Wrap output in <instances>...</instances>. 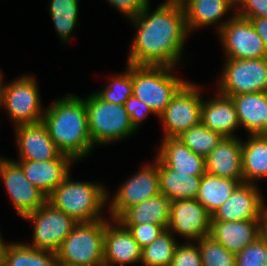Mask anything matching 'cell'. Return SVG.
<instances>
[{"label":"cell","instance_id":"cell-15","mask_svg":"<svg viewBox=\"0 0 267 266\" xmlns=\"http://www.w3.org/2000/svg\"><path fill=\"white\" fill-rule=\"evenodd\" d=\"M254 184L240 183L225 203L211 215V221L262 220L267 207Z\"/></svg>","mask_w":267,"mask_h":266},{"label":"cell","instance_id":"cell-7","mask_svg":"<svg viewBox=\"0 0 267 266\" xmlns=\"http://www.w3.org/2000/svg\"><path fill=\"white\" fill-rule=\"evenodd\" d=\"M39 94L35 78L24 75L12 83H2L0 104L14 120L15 126L38 123L43 120L45 113Z\"/></svg>","mask_w":267,"mask_h":266},{"label":"cell","instance_id":"cell-4","mask_svg":"<svg viewBox=\"0 0 267 266\" xmlns=\"http://www.w3.org/2000/svg\"><path fill=\"white\" fill-rule=\"evenodd\" d=\"M105 219L77 223L57 251L59 266H104Z\"/></svg>","mask_w":267,"mask_h":266},{"label":"cell","instance_id":"cell-27","mask_svg":"<svg viewBox=\"0 0 267 266\" xmlns=\"http://www.w3.org/2000/svg\"><path fill=\"white\" fill-rule=\"evenodd\" d=\"M250 136L242 142V167L244 183L253 184L267 177V135Z\"/></svg>","mask_w":267,"mask_h":266},{"label":"cell","instance_id":"cell-32","mask_svg":"<svg viewBox=\"0 0 267 266\" xmlns=\"http://www.w3.org/2000/svg\"><path fill=\"white\" fill-rule=\"evenodd\" d=\"M178 138L182 140L193 153L206 158L219 144L223 136L200 123L184 131Z\"/></svg>","mask_w":267,"mask_h":266},{"label":"cell","instance_id":"cell-19","mask_svg":"<svg viewBox=\"0 0 267 266\" xmlns=\"http://www.w3.org/2000/svg\"><path fill=\"white\" fill-rule=\"evenodd\" d=\"M205 165L208 174L244 183L241 139L223 137L205 158Z\"/></svg>","mask_w":267,"mask_h":266},{"label":"cell","instance_id":"cell-3","mask_svg":"<svg viewBox=\"0 0 267 266\" xmlns=\"http://www.w3.org/2000/svg\"><path fill=\"white\" fill-rule=\"evenodd\" d=\"M70 174L48 196L47 202L76 222L102 220L101 209L109 200L106 189L94 182H74Z\"/></svg>","mask_w":267,"mask_h":266},{"label":"cell","instance_id":"cell-43","mask_svg":"<svg viewBox=\"0 0 267 266\" xmlns=\"http://www.w3.org/2000/svg\"><path fill=\"white\" fill-rule=\"evenodd\" d=\"M6 244L1 235H0V266H3V259H4V250H5V247H6Z\"/></svg>","mask_w":267,"mask_h":266},{"label":"cell","instance_id":"cell-33","mask_svg":"<svg viewBox=\"0 0 267 266\" xmlns=\"http://www.w3.org/2000/svg\"><path fill=\"white\" fill-rule=\"evenodd\" d=\"M126 69L122 75L117 74V76L111 77L112 82L96 93L102 100L124 105L128 98L133 95L132 64L127 63Z\"/></svg>","mask_w":267,"mask_h":266},{"label":"cell","instance_id":"cell-31","mask_svg":"<svg viewBox=\"0 0 267 266\" xmlns=\"http://www.w3.org/2000/svg\"><path fill=\"white\" fill-rule=\"evenodd\" d=\"M50 14L61 40L68 42L78 20V0H51Z\"/></svg>","mask_w":267,"mask_h":266},{"label":"cell","instance_id":"cell-21","mask_svg":"<svg viewBox=\"0 0 267 266\" xmlns=\"http://www.w3.org/2000/svg\"><path fill=\"white\" fill-rule=\"evenodd\" d=\"M157 157L176 172L202 176L205 158L193 153L178 137L163 138Z\"/></svg>","mask_w":267,"mask_h":266},{"label":"cell","instance_id":"cell-13","mask_svg":"<svg viewBox=\"0 0 267 266\" xmlns=\"http://www.w3.org/2000/svg\"><path fill=\"white\" fill-rule=\"evenodd\" d=\"M155 163L145 165L119 188L110 203V219L116 220L126 209L161 193L158 157Z\"/></svg>","mask_w":267,"mask_h":266},{"label":"cell","instance_id":"cell-39","mask_svg":"<svg viewBox=\"0 0 267 266\" xmlns=\"http://www.w3.org/2000/svg\"><path fill=\"white\" fill-rule=\"evenodd\" d=\"M236 12L246 19L267 18V0H244Z\"/></svg>","mask_w":267,"mask_h":266},{"label":"cell","instance_id":"cell-18","mask_svg":"<svg viewBox=\"0 0 267 266\" xmlns=\"http://www.w3.org/2000/svg\"><path fill=\"white\" fill-rule=\"evenodd\" d=\"M15 128L20 160L47 161L55 159L61 153L42 121Z\"/></svg>","mask_w":267,"mask_h":266},{"label":"cell","instance_id":"cell-41","mask_svg":"<svg viewBox=\"0 0 267 266\" xmlns=\"http://www.w3.org/2000/svg\"><path fill=\"white\" fill-rule=\"evenodd\" d=\"M255 28V31L262 38L267 51V18L249 19Z\"/></svg>","mask_w":267,"mask_h":266},{"label":"cell","instance_id":"cell-2","mask_svg":"<svg viewBox=\"0 0 267 266\" xmlns=\"http://www.w3.org/2000/svg\"><path fill=\"white\" fill-rule=\"evenodd\" d=\"M42 122L57 149L74 160L86 157L93 149L84 99L71 94L59 98L46 108Z\"/></svg>","mask_w":267,"mask_h":266},{"label":"cell","instance_id":"cell-26","mask_svg":"<svg viewBox=\"0 0 267 266\" xmlns=\"http://www.w3.org/2000/svg\"><path fill=\"white\" fill-rule=\"evenodd\" d=\"M185 12L188 32L195 28L209 26L223 19L233 8L226 0H180ZM216 22V23H215Z\"/></svg>","mask_w":267,"mask_h":266},{"label":"cell","instance_id":"cell-36","mask_svg":"<svg viewBox=\"0 0 267 266\" xmlns=\"http://www.w3.org/2000/svg\"><path fill=\"white\" fill-rule=\"evenodd\" d=\"M171 266H202L198 244L188 242L180 245L178 243Z\"/></svg>","mask_w":267,"mask_h":266},{"label":"cell","instance_id":"cell-9","mask_svg":"<svg viewBox=\"0 0 267 266\" xmlns=\"http://www.w3.org/2000/svg\"><path fill=\"white\" fill-rule=\"evenodd\" d=\"M23 218L34 223L33 244L31 247L53 253H57L62 242L78 223L48 202Z\"/></svg>","mask_w":267,"mask_h":266},{"label":"cell","instance_id":"cell-37","mask_svg":"<svg viewBox=\"0 0 267 266\" xmlns=\"http://www.w3.org/2000/svg\"><path fill=\"white\" fill-rule=\"evenodd\" d=\"M132 234L138 245L143 248L151 244L165 229L156 224L122 225Z\"/></svg>","mask_w":267,"mask_h":266},{"label":"cell","instance_id":"cell-11","mask_svg":"<svg viewBox=\"0 0 267 266\" xmlns=\"http://www.w3.org/2000/svg\"><path fill=\"white\" fill-rule=\"evenodd\" d=\"M198 86L188 81L178 90L163 113L164 138L178 137L184 131L201 123L202 97Z\"/></svg>","mask_w":267,"mask_h":266},{"label":"cell","instance_id":"cell-45","mask_svg":"<svg viewBox=\"0 0 267 266\" xmlns=\"http://www.w3.org/2000/svg\"><path fill=\"white\" fill-rule=\"evenodd\" d=\"M1 86H2V74H1V71H0V98H1Z\"/></svg>","mask_w":267,"mask_h":266},{"label":"cell","instance_id":"cell-44","mask_svg":"<svg viewBox=\"0 0 267 266\" xmlns=\"http://www.w3.org/2000/svg\"><path fill=\"white\" fill-rule=\"evenodd\" d=\"M236 10L242 5L244 0H226ZM238 7V8H237Z\"/></svg>","mask_w":267,"mask_h":266},{"label":"cell","instance_id":"cell-40","mask_svg":"<svg viewBox=\"0 0 267 266\" xmlns=\"http://www.w3.org/2000/svg\"><path fill=\"white\" fill-rule=\"evenodd\" d=\"M115 6L126 17L132 18L141 13L148 5L149 0H106Z\"/></svg>","mask_w":267,"mask_h":266},{"label":"cell","instance_id":"cell-22","mask_svg":"<svg viewBox=\"0 0 267 266\" xmlns=\"http://www.w3.org/2000/svg\"><path fill=\"white\" fill-rule=\"evenodd\" d=\"M239 124L249 135H267V92L231 96Z\"/></svg>","mask_w":267,"mask_h":266},{"label":"cell","instance_id":"cell-17","mask_svg":"<svg viewBox=\"0 0 267 266\" xmlns=\"http://www.w3.org/2000/svg\"><path fill=\"white\" fill-rule=\"evenodd\" d=\"M111 222H115L116 225ZM111 222L105 220L104 266H124L140 262L142 248L132 234L117 220L111 219Z\"/></svg>","mask_w":267,"mask_h":266},{"label":"cell","instance_id":"cell-1","mask_svg":"<svg viewBox=\"0 0 267 266\" xmlns=\"http://www.w3.org/2000/svg\"><path fill=\"white\" fill-rule=\"evenodd\" d=\"M149 5L130 18L137 27L128 62L132 65L173 67L181 58L189 33L180 0H166L149 13Z\"/></svg>","mask_w":267,"mask_h":266},{"label":"cell","instance_id":"cell-30","mask_svg":"<svg viewBox=\"0 0 267 266\" xmlns=\"http://www.w3.org/2000/svg\"><path fill=\"white\" fill-rule=\"evenodd\" d=\"M169 230L162 232L151 244L142 248L141 263L144 266H171L177 241Z\"/></svg>","mask_w":267,"mask_h":266},{"label":"cell","instance_id":"cell-10","mask_svg":"<svg viewBox=\"0 0 267 266\" xmlns=\"http://www.w3.org/2000/svg\"><path fill=\"white\" fill-rule=\"evenodd\" d=\"M217 31L225 49L226 58H266L267 51L249 19L237 14L218 23Z\"/></svg>","mask_w":267,"mask_h":266},{"label":"cell","instance_id":"cell-23","mask_svg":"<svg viewBox=\"0 0 267 266\" xmlns=\"http://www.w3.org/2000/svg\"><path fill=\"white\" fill-rule=\"evenodd\" d=\"M207 102L202 100L201 123L223 137H234L233 131L240 126L231 97L221 93Z\"/></svg>","mask_w":267,"mask_h":266},{"label":"cell","instance_id":"cell-24","mask_svg":"<svg viewBox=\"0 0 267 266\" xmlns=\"http://www.w3.org/2000/svg\"><path fill=\"white\" fill-rule=\"evenodd\" d=\"M171 201L163 194L126 209L116 220L121 225L156 224L167 229Z\"/></svg>","mask_w":267,"mask_h":266},{"label":"cell","instance_id":"cell-35","mask_svg":"<svg viewBox=\"0 0 267 266\" xmlns=\"http://www.w3.org/2000/svg\"><path fill=\"white\" fill-rule=\"evenodd\" d=\"M236 266H267V243L259 237L236 254Z\"/></svg>","mask_w":267,"mask_h":266},{"label":"cell","instance_id":"cell-29","mask_svg":"<svg viewBox=\"0 0 267 266\" xmlns=\"http://www.w3.org/2000/svg\"><path fill=\"white\" fill-rule=\"evenodd\" d=\"M3 266H59L57 254L25 243L6 244Z\"/></svg>","mask_w":267,"mask_h":266},{"label":"cell","instance_id":"cell-42","mask_svg":"<svg viewBox=\"0 0 267 266\" xmlns=\"http://www.w3.org/2000/svg\"><path fill=\"white\" fill-rule=\"evenodd\" d=\"M261 237L266 241L267 243V212L265 213L263 219H262V226H261Z\"/></svg>","mask_w":267,"mask_h":266},{"label":"cell","instance_id":"cell-14","mask_svg":"<svg viewBox=\"0 0 267 266\" xmlns=\"http://www.w3.org/2000/svg\"><path fill=\"white\" fill-rule=\"evenodd\" d=\"M210 226L211 215L196 199L171 201L167 226L171 233L199 241L209 236Z\"/></svg>","mask_w":267,"mask_h":266},{"label":"cell","instance_id":"cell-6","mask_svg":"<svg viewBox=\"0 0 267 266\" xmlns=\"http://www.w3.org/2000/svg\"><path fill=\"white\" fill-rule=\"evenodd\" d=\"M84 100L88 130L94 146L115 142L135 133L136 129L131 123L125 105L106 102L96 92Z\"/></svg>","mask_w":267,"mask_h":266},{"label":"cell","instance_id":"cell-16","mask_svg":"<svg viewBox=\"0 0 267 266\" xmlns=\"http://www.w3.org/2000/svg\"><path fill=\"white\" fill-rule=\"evenodd\" d=\"M74 159L60 153L55 159L47 161H15L23 170L27 180L48 196L70 174L69 164Z\"/></svg>","mask_w":267,"mask_h":266},{"label":"cell","instance_id":"cell-38","mask_svg":"<svg viewBox=\"0 0 267 266\" xmlns=\"http://www.w3.org/2000/svg\"><path fill=\"white\" fill-rule=\"evenodd\" d=\"M124 105L128 115L130 116L131 123L136 130L140 127L139 124L143 122L149 113L154 114L147 104L141 102L134 95L130 96Z\"/></svg>","mask_w":267,"mask_h":266},{"label":"cell","instance_id":"cell-8","mask_svg":"<svg viewBox=\"0 0 267 266\" xmlns=\"http://www.w3.org/2000/svg\"><path fill=\"white\" fill-rule=\"evenodd\" d=\"M226 59L218 93L231 97L251 92H267V57Z\"/></svg>","mask_w":267,"mask_h":266},{"label":"cell","instance_id":"cell-25","mask_svg":"<svg viewBox=\"0 0 267 266\" xmlns=\"http://www.w3.org/2000/svg\"><path fill=\"white\" fill-rule=\"evenodd\" d=\"M160 192L170 201L196 199L202 176L176 172L158 158Z\"/></svg>","mask_w":267,"mask_h":266},{"label":"cell","instance_id":"cell-12","mask_svg":"<svg viewBox=\"0 0 267 266\" xmlns=\"http://www.w3.org/2000/svg\"><path fill=\"white\" fill-rule=\"evenodd\" d=\"M0 177L3 179L13 206L22 218L47 202V196L27 180L15 160L0 158Z\"/></svg>","mask_w":267,"mask_h":266},{"label":"cell","instance_id":"cell-28","mask_svg":"<svg viewBox=\"0 0 267 266\" xmlns=\"http://www.w3.org/2000/svg\"><path fill=\"white\" fill-rule=\"evenodd\" d=\"M240 184L237 180L221 178L205 172L196 200L212 215Z\"/></svg>","mask_w":267,"mask_h":266},{"label":"cell","instance_id":"cell-34","mask_svg":"<svg viewBox=\"0 0 267 266\" xmlns=\"http://www.w3.org/2000/svg\"><path fill=\"white\" fill-rule=\"evenodd\" d=\"M202 266H236V255L210 236L198 241Z\"/></svg>","mask_w":267,"mask_h":266},{"label":"cell","instance_id":"cell-20","mask_svg":"<svg viewBox=\"0 0 267 266\" xmlns=\"http://www.w3.org/2000/svg\"><path fill=\"white\" fill-rule=\"evenodd\" d=\"M262 220L211 221L209 236L235 255L261 237Z\"/></svg>","mask_w":267,"mask_h":266},{"label":"cell","instance_id":"cell-5","mask_svg":"<svg viewBox=\"0 0 267 266\" xmlns=\"http://www.w3.org/2000/svg\"><path fill=\"white\" fill-rule=\"evenodd\" d=\"M173 67L132 65L133 95L158 117L187 82L170 74Z\"/></svg>","mask_w":267,"mask_h":266}]
</instances>
